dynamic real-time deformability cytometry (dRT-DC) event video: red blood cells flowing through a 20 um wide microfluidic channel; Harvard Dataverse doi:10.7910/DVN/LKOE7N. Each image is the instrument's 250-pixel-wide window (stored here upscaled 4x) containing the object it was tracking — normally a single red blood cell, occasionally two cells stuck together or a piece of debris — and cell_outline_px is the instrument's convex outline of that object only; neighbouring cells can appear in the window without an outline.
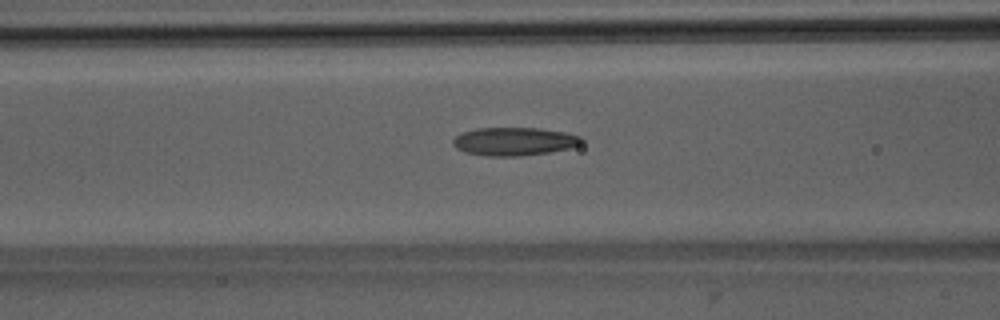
{"species": "Egyptian fruit bat (a non-hibernating species)", "species_latin": "Rousettus aegyptiacus", "temperature_condition": "room temperature", "stored_images_in_passage": 48, "camera_frame_rate_fps": 3000, "um_per_image_px": 0.085, "animal": {"sex": "male"}, "frame": {"image": 1, "passage_image": 20, "time_ms": 6.333, "image_size_px": [1000, 320], "cell_outline_px": [[584, 140], [580, 144], [572, 148], [548, 152], [520, 156], [488, 156], [464, 152], [456, 148], [452, 144], [452, 140], [456, 136], [464, 132], [476, 128], [540, 128], [564, 132], [580, 136]], "centroid_in_image_um": [43.71, 12.02], "position_along_channel_um": 122.9, "area_um2": 21.15}}
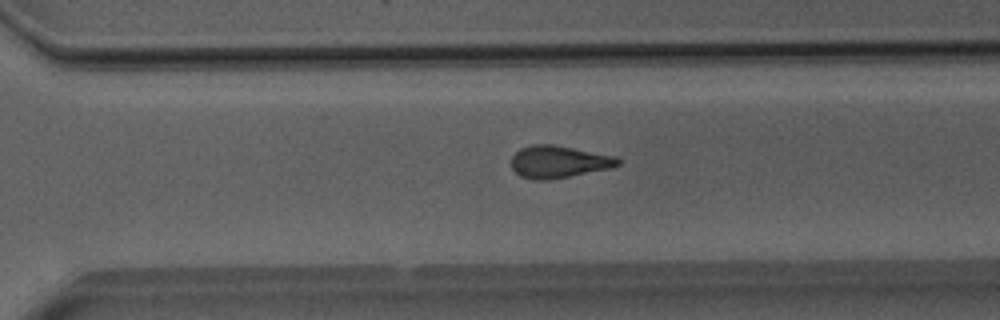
{"frame": {"image": 2, "passage_image": 35, "time_ms": 11.333, "image_size_px": [1000, 320], "cell_outline_px": [[624, 160], [620, 164], [608, 168], [548, 180], [532, 180], [520, 176], [512, 168], [512, 156], [520, 148], [532, 144], [552, 144], [616, 156]], "centroid_in_image_um": [47.48, 13.74], "position_along_channel_um": 323.1, "area_um2": 19.94}}
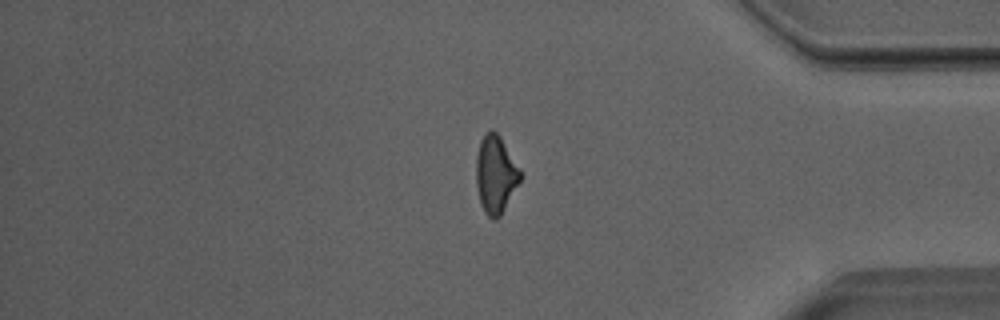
{"frame": {"image": 3, "passage_image": 42, "time_ms": 13.667, "image_size_px": [1000, 320], "cell_outline_px": [[520, 180], [500, 216], [496, 220], [492, 220], [484, 212], [480, 204], [476, 184], [476, 156], [480, 140], [484, 132], [496, 132], [500, 136], [520, 168]], "centroid_in_image_um": [42.1, 14.83], "position_along_channel_um": 393.1, "area_um2": 19.88}}